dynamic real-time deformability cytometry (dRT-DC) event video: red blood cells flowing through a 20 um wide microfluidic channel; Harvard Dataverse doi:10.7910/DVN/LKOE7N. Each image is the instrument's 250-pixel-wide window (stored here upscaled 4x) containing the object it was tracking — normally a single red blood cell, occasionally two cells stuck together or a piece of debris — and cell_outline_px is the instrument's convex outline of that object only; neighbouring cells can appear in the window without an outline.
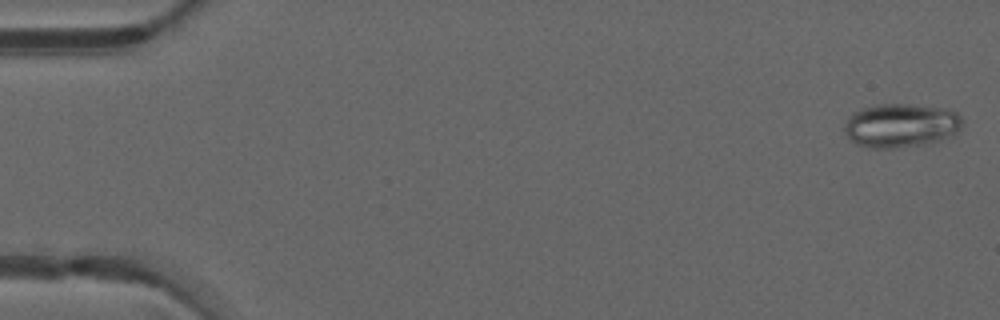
{"species": "common noctule bat (a hibernating species)", "species_latin": "Nyctalus noctula", "temperature_condition": "warm", "stored_images_in_passage": 11, "camera_frame_rate_fps": 3000, "um_per_image_px": 0.085, "animal": {"sex": "male", "forearm_length_mm": 52.5}, "frame": {"image": 1, "passage_image": 1, "time_ms": 0.0, "image_size_px": [1000, 320], "cell_outline_px": [[964, 124], [952, 136], [928, 144], [896, 148], [868, 148], [856, 144], [844, 132], [844, 124], [848, 116], [852, 112], [872, 104], [908, 104], [944, 108], [956, 112], [964, 120]], "centroid_in_image_um": [76.57, 10.66], "position_along_channel_um": 8.4, "area_um2": 30.63}}